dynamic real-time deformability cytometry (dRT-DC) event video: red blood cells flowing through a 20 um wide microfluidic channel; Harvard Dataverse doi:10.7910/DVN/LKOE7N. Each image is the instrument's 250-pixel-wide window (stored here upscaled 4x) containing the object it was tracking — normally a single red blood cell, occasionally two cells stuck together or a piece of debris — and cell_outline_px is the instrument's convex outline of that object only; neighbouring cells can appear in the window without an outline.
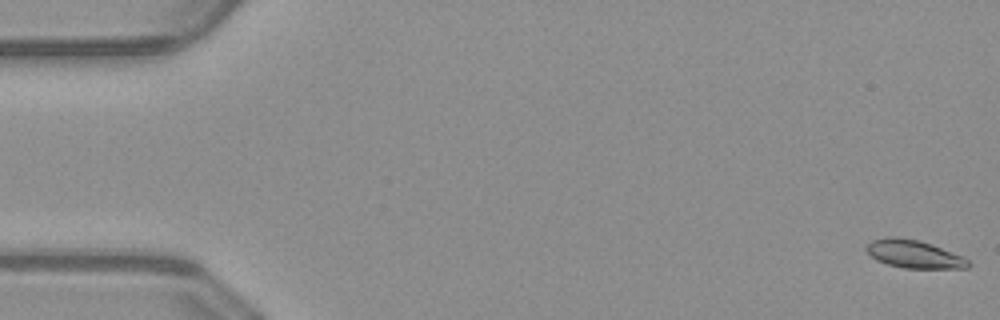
{"species": "common noctule bat (a hibernating species)", "species_latin": "Nyctalus noctula", "temperature_condition": "warm", "stored_images_in_passage": 53, "camera_frame_rate_fps": 3000, "um_per_image_px": 0.085, "animal": {"sex": "male", "body_mass_g": 23.1, "forearm_length_mm": 52.7}, "frame": {"image": 1, "passage_image": 1, "time_ms": 0.0, "image_size_px": [1000, 320], "cell_outline_px": [[972, 264], [968, 268], [904, 268], [888, 264], [876, 260], [864, 248], [872, 240], [884, 236], [896, 236], [920, 240], [932, 244], [964, 256]], "centroid_in_image_um": [77.7, 21.58], "position_along_channel_um": 7.3, "area_um2": 16.82}}
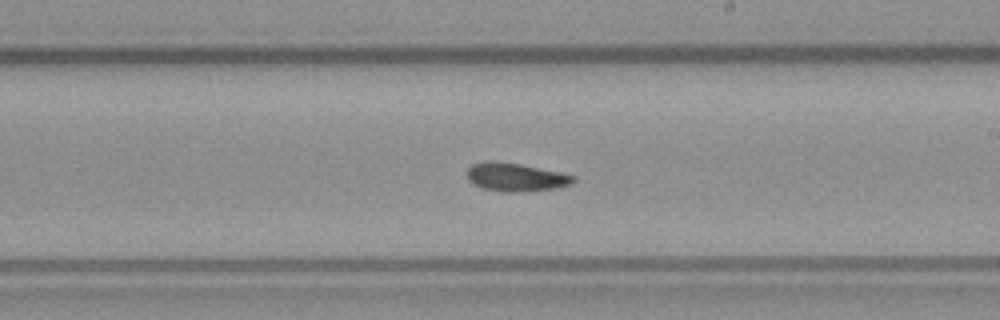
{"frame": {"image": 2, "passage_image": 30, "time_ms": 9.667, "image_size_px": [1000, 320], "cell_outline_px": [[576, 180], [572, 184], [556, 188], [520, 192], [504, 192], [484, 188], [468, 180], [468, 168], [472, 164], [520, 164], [560, 172], [576, 176]], "centroid_in_image_um": [43.95, 15.1], "position_along_channel_um": 245.0, "area_um2": 16.76}}
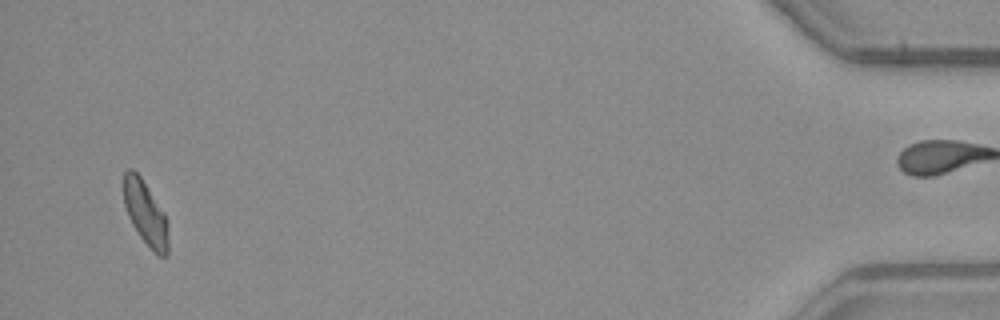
{"frame": {"image": 3, "passage_image": 50, "time_ms": 16.333, "image_size_px": [1000, 320], "cell_outline_px": [[168, 256], [160, 256], [140, 236], [132, 224], [128, 216], [124, 204], [124, 172], [128, 168], [132, 168], [140, 176], [164, 212], [168, 220]], "centroid_in_image_um": [12.38, 18.1], "position_along_channel_um": 422.8, "area_um2": 16.47}}